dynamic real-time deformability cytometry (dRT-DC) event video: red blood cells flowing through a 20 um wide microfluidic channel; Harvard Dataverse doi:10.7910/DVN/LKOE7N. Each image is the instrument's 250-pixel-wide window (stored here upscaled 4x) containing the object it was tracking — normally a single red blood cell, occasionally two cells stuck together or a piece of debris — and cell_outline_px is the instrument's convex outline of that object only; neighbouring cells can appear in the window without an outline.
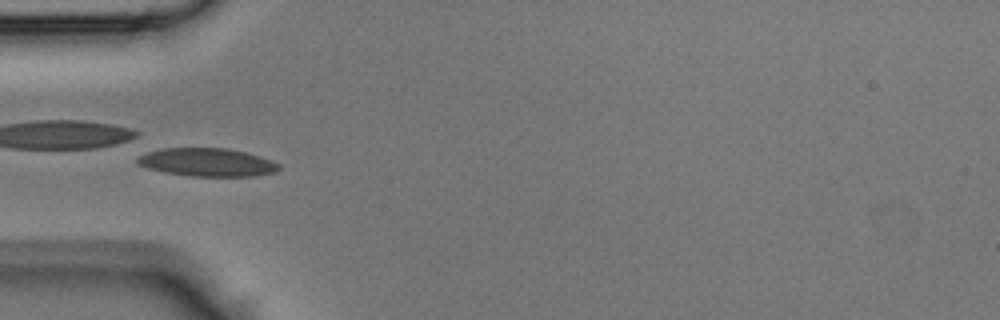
{"species": "Egyptian fruit bat (a non-hibernating species)", "species_latin": "Rousettus aegyptiacus", "temperature_condition": "room temperature", "stored_images_in_passage": 43, "camera_frame_rate_fps": 3000, "um_per_image_px": 0.085, "animal": {"sex": "male"}, "frame": {"image": 1, "passage_image": 13, "time_ms": 4.0, "image_size_px": [1000, 320], "cell_outline_px": [[280, 168], [276, 172], [252, 176], [192, 176], [164, 172], [148, 168], [136, 164], [136, 160], [140, 156], [148, 152], [164, 148], [228, 148], [260, 156], [280, 164]], "centroid_in_image_um": [17.62, 13.79], "position_along_channel_um": 67.4, "area_um2": 23.12}}